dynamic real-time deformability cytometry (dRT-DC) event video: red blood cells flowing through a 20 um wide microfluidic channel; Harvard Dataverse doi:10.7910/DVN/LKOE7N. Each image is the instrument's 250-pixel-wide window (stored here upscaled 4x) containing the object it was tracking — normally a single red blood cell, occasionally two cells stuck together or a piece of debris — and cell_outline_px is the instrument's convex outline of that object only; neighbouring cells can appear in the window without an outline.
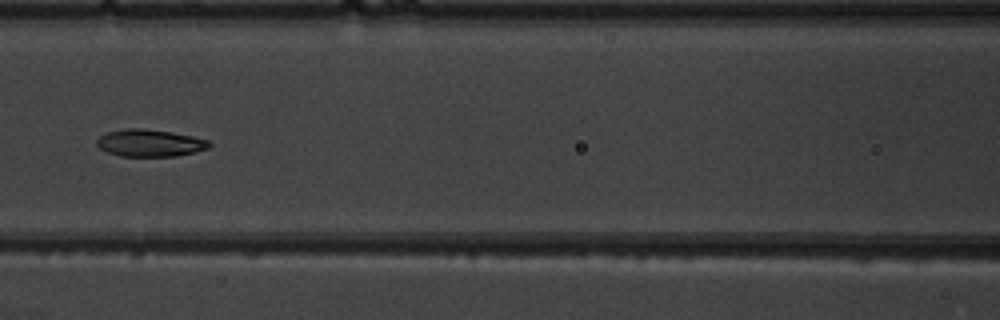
{"species": "common noctule bat (a hibernating species)", "species_latin": "Nyctalus noctula", "temperature_condition": "warm", "stored_images_in_passage": 8, "camera_frame_rate_fps": 3000, "um_per_image_px": 0.085, "animal": {"sex": "male", "body_mass_g": 19.5, "forearm_length_mm": 54.6}, "frame": {"image": 1, "passage_image": 8, "time_ms": 8.0, "image_size_px": [1000, 320], "cell_outline_px": [[212, 144], [208, 148], [176, 156], [120, 156], [108, 152], [100, 148], [96, 144], [96, 140], [100, 136], [108, 132], [124, 128], [144, 128], [172, 132], [192, 136], [208, 140]], "centroid_in_image_um": [12.72, 12.14], "position_along_channel_um": 153.9, "area_um2": 17.74}}